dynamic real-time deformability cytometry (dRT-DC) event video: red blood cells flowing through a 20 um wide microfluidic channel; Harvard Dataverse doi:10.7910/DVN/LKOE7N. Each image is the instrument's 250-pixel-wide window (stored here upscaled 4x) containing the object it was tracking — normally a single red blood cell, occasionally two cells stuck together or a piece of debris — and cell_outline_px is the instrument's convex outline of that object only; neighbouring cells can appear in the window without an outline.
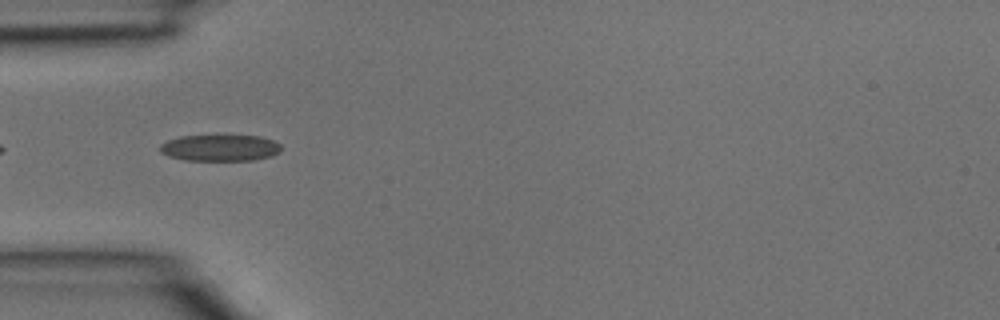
{"species": "common noctule bat (a hibernating species)", "species_latin": "Nyctalus noctula", "temperature_condition": "room temperature", "stored_images_in_passage": 15, "camera_frame_rate_fps": 3000, "um_per_image_px": 0.085, "animal": {"sex": "male", "body_mass_g": 15.6}, "frame": {"image": 1, "passage_image": 7, "time_ms": 2.0, "image_size_px": [1000, 320], "cell_outline_px": [[280, 152], [272, 156], [252, 160], [184, 160], [168, 156], [160, 152], [160, 144], [168, 140], [180, 136], [260, 136], [272, 140], [280, 144]], "centroid_in_image_um": [18.69, 12.57], "position_along_channel_um": 66.3, "area_um2": 18.55}}